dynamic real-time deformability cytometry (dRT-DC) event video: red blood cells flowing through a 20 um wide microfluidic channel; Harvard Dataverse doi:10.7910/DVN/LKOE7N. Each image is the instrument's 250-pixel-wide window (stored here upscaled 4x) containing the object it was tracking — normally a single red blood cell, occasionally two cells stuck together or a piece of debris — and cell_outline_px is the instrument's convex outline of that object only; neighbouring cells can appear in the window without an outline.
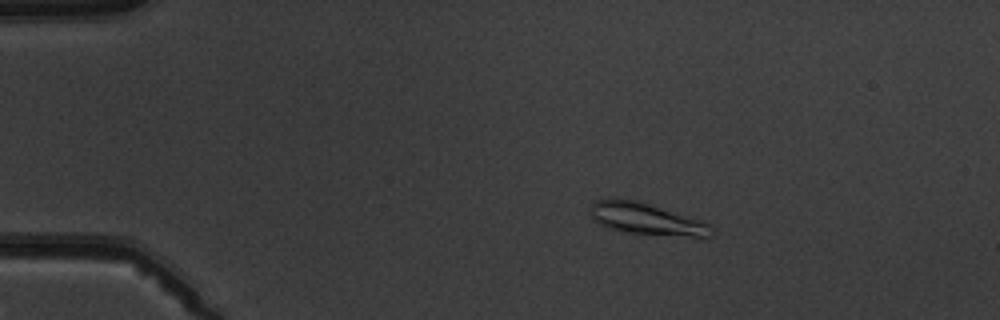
{"species": "common noctule bat (a hibernating species)", "species_latin": "Nyctalus noctula", "temperature_condition": "warm", "stored_images_in_passage": 5, "camera_frame_rate_fps": 3000, "um_per_image_px": 0.085, "animal": {"sex": "male", "body_mass_g": 19.5, "forearm_length_mm": 54.6}, "frame": {"image": 1, "passage_image": 3, "time_ms": 3.333, "image_size_px": [1000, 320], "cell_outline_px": [[712, 236], [692, 236], [620, 232], [608, 228], [592, 220], [588, 212], [592, 204], [596, 200], [636, 200], [704, 220], [712, 228]], "centroid_in_image_um": [54.92, 18.61], "position_along_channel_um": 30.1, "area_um2": 22.14}}